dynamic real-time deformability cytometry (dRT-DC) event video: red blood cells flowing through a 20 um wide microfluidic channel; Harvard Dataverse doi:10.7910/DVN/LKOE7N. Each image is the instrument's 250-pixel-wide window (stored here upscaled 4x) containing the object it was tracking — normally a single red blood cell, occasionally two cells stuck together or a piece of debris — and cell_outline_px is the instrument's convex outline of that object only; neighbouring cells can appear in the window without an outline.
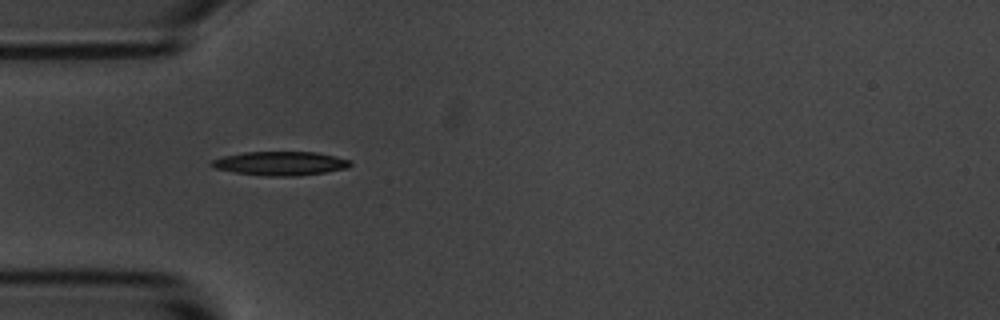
{"species": "common noctule bat (a hibernating species)", "species_latin": "Nyctalus noctula", "temperature_condition": "room temperature", "stored_images_in_passage": 22, "camera_frame_rate_fps": 3000, "um_per_image_px": 0.085, "animal": {"sex": "male", "body_mass_g": 20.1, "forearm_length_mm": 53.5}, "frame": {"image": 1, "passage_image": 4, "time_ms": 1.0, "image_size_px": [1000, 320], "cell_outline_px": [[352, 164], [348, 168], [324, 172], [296, 176], [268, 176], [236, 172], [212, 168], [208, 164], [212, 160], [224, 156], [244, 152], [316, 152], [352, 160]], "centroid_in_image_um": [23.83, 13.89], "position_along_channel_um": 61.2, "area_um2": 19.31}}
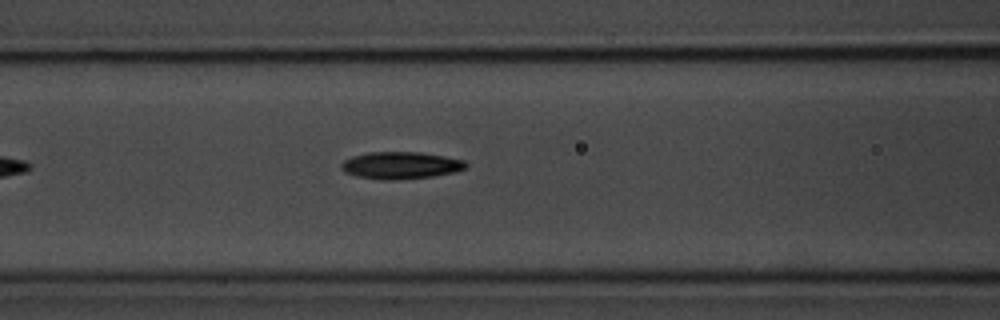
{"frame": {"image": 2, "passage_image": 10, "time_ms": 3.0, "image_size_px": [1000, 320], "cell_outline_px": [[468, 164], [464, 168], [452, 172], [432, 176], [400, 180], [380, 180], [356, 176], [344, 172], [340, 168], [340, 164], [344, 160], [352, 156], [368, 152], [420, 152], [444, 156], [464, 160]], "centroid_in_image_um": [34.0, 14.05], "position_along_channel_um": 132.6, "area_um2": 19.77}}
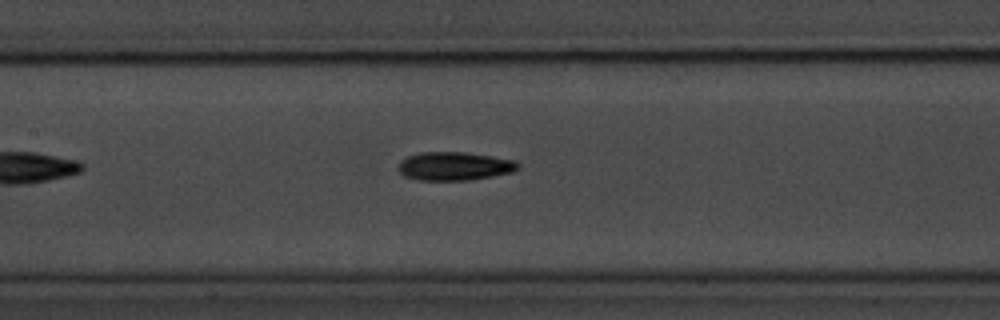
{"frame": {"image": 3, "passage_image": 13, "time_ms": 4.0, "image_size_px": [1000, 320], "cell_outline_px": [[520, 168], [516, 172], [468, 180], [420, 180], [404, 176], [396, 168], [400, 160], [408, 156], [420, 152], [464, 152], [512, 160], [520, 164]], "centroid_in_image_um": [38.61, 14.13], "position_along_channel_um": 168.8, "area_um2": 19.88}}